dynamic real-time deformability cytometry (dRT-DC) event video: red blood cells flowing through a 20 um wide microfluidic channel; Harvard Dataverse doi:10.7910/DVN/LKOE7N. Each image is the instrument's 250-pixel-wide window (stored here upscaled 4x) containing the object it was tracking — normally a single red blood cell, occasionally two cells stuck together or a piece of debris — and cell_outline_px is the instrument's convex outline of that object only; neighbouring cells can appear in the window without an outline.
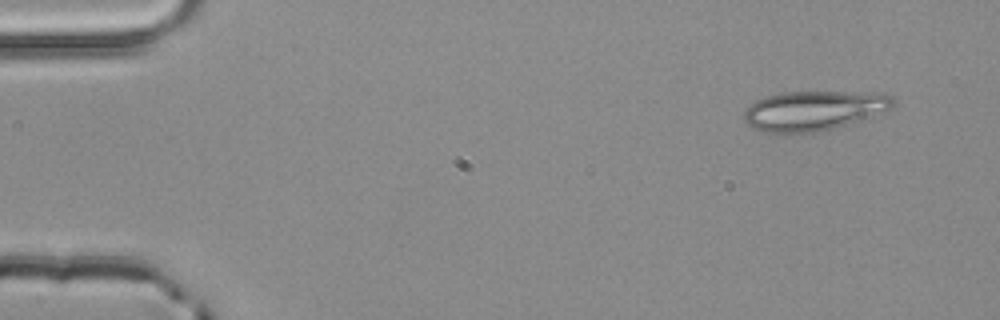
{"species": "common noctule bat (a hibernating species)", "species_latin": "Nyctalus noctula", "temperature_condition": "room temperature", "stored_images_in_passage": 3, "camera_frame_rate_fps": 3000, "um_per_image_px": 0.085, "animal": {"sex": "male", "body_mass_g": 20.4}, "frame": {"image": 1, "passage_image": 1, "time_ms": 0.0, "image_size_px": [1000, 320], "cell_outline_px": [[896, 104], [892, 108], [884, 112], [832, 128], [816, 132], [792, 136], [784, 136], [760, 132], [752, 128], [744, 120], [744, 112], [756, 100], [768, 96], [784, 92], [880, 92], [892, 96]], "centroid_in_image_um": [69.14, 9.44], "position_along_channel_um": 15.9, "area_um2": 35.14}}